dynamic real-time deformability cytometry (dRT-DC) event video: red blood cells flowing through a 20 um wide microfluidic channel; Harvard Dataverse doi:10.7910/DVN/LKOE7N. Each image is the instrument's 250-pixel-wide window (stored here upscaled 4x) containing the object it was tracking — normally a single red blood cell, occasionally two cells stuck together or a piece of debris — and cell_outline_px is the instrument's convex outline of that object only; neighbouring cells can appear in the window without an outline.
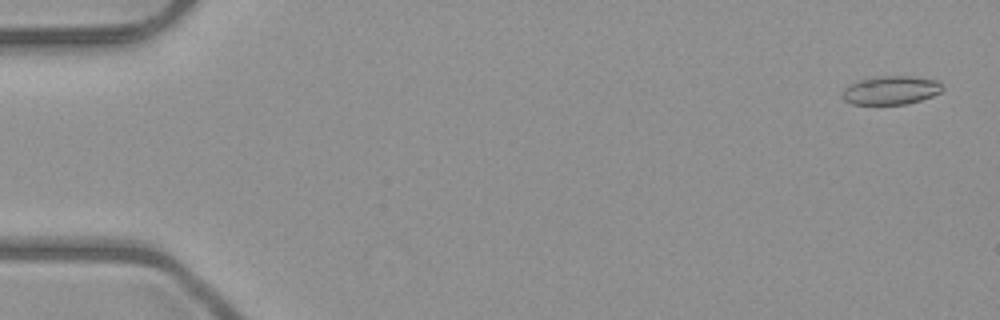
{"species": "common noctule bat (a hibernating species)", "species_latin": "Nyctalus noctula", "temperature_condition": "room temperature", "stored_images_in_passage": 5, "camera_frame_rate_fps": 3000, "um_per_image_px": 0.085, "animal": {"sex": "male", "body_mass_g": 23.1, "forearm_length_mm": 52.7}, "frame": {"image": 1, "passage_image": 1, "time_ms": 0.0, "image_size_px": [1000, 320], "cell_outline_px": [[944, 88], [940, 92], [932, 96], [920, 100], [904, 104], [852, 104], [844, 100], [840, 96], [844, 88], [860, 80], [888, 76], [912, 76], [936, 80]], "centroid_in_image_um": [75.72, 7.68], "position_along_channel_um": 9.3, "area_um2": 16.42}}
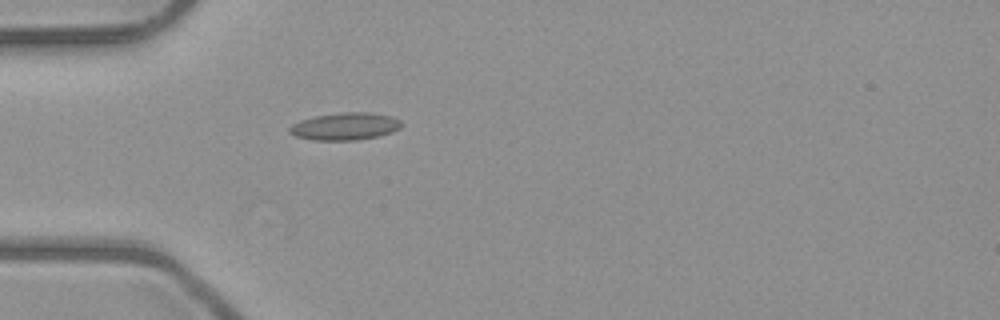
{"frame": {"image": 2, "passage_image": 5, "time_ms": 4.667, "image_size_px": [1000, 320], "cell_outline_px": [[400, 128], [392, 132], [376, 136], [356, 140], [312, 140], [296, 136], [288, 132], [288, 128], [292, 124], [300, 120], [316, 116], [340, 112], [372, 112], [392, 116], [400, 120]], "centroid_in_image_um": [29.31, 10.73], "position_along_channel_um": 55.7, "area_um2": 17.86}}